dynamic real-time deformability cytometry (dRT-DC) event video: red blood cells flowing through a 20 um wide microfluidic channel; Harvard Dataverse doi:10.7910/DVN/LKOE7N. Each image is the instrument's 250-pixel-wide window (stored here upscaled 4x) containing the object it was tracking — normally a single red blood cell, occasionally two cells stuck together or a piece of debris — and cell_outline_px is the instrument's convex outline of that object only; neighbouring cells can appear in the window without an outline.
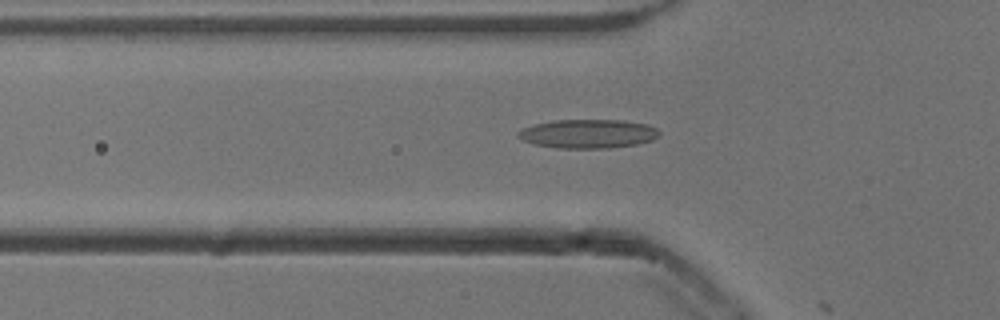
{"species": "common noctule bat (a hibernating species)", "species_latin": "Nyctalus noctula", "temperature_condition": "cold", "stored_images_in_passage": 11, "camera_frame_rate_fps": 3000, "um_per_image_px": 0.085, "animal": {"sex": "male", "body_mass_g": 13.3}, "frame": {"image": 1, "passage_image": 10, "time_ms": 3.0, "image_size_px": [1000, 320], "cell_outline_px": [[660, 136], [652, 140], [636, 144], [608, 148], [556, 148], [532, 144], [516, 136], [516, 132], [520, 128], [552, 120], [620, 120], [648, 124], [656, 128], [660, 132]], "centroid_in_image_um": [49.95, 11.37], "position_along_channel_um": 75.8, "area_um2": 23.93}}